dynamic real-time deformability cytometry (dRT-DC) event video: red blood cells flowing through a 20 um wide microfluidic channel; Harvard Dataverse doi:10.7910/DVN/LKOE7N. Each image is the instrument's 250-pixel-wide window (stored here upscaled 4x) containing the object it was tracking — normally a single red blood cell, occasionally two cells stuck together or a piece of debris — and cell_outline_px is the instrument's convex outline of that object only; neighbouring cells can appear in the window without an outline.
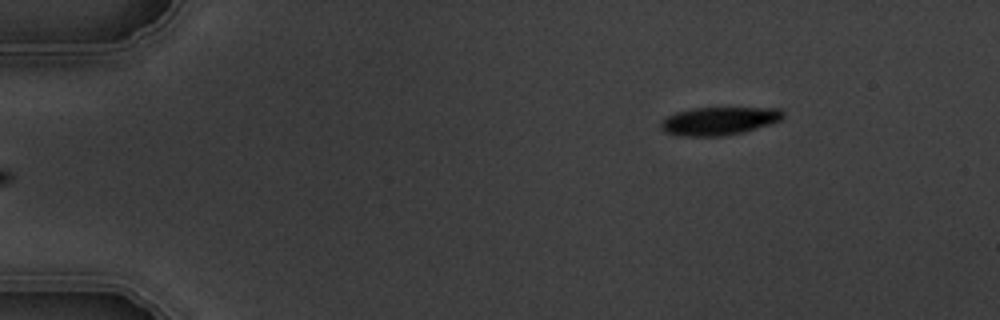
{"species": "common noctule bat (a hibernating species)", "species_latin": "Nyctalus noctula", "temperature_condition": "warm", "stored_images_in_passage": 6, "segment_of_instrument_passage": [2, 2], "camera_frame_rate_fps": 3000, "um_per_image_px": 0.085, "animal": {"sex": "male", "body_mass_g": 19.5, "forearm_length_mm": 54.6}, "frame": {"image": 1, "passage_image": 6, "time_ms": 5.667, "image_size_px": [1000, 320], "cell_outline_px": [[784, 116], [780, 120], [744, 132], [724, 136], [680, 136], [668, 132], [660, 124], [668, 116], [676, 112], [692, 108], [780, 108], [784, 112]], "centroid_in_image_um": [61.16, 10.28], "position_along_channel_um": 23.8, "area_um2": 19.71}}